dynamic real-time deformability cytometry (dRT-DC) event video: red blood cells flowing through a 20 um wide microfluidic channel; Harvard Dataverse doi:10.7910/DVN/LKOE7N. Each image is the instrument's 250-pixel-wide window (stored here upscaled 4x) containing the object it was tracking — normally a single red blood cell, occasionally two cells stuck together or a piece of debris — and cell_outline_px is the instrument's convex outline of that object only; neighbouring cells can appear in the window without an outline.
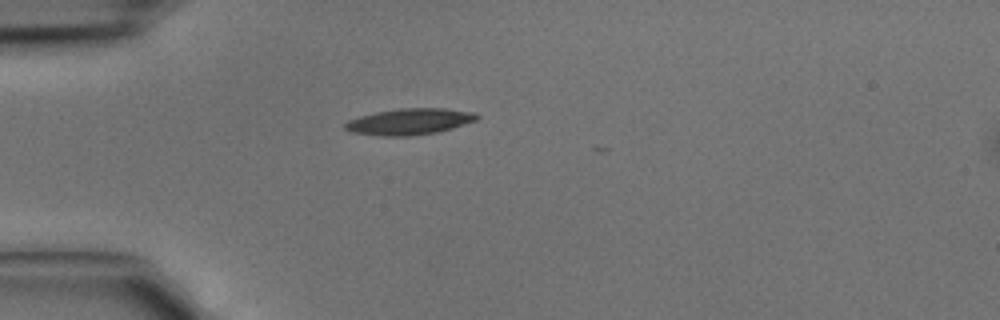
{"species": "common noctule bat (a hibernating species)", "species_latin": "Nyctalus noctula", "temperature_condition": "cold", "stored_images_in_passage": 1, "camera_frame_rate_fps": 3000, "um_per_image_px": 0.085, "animal": {"sex": "male", "body_mass_g": 15.6}, "frame": {"image": 1, "passage_image": 1, "time_ms": 0.0, "image_size_px": [1000, 320], "cell_outline_px": [[480, 116], [476, 120], [452, 128], [436, 132], [412, 136], [380, 136], [352, 132], [344, 128], [344, 124], [348, 120], [360, 116], [376, 112], [400, 108], [444, 108], [472, 112]], "centroid_in_image_um": [34.78, 10.34], "position_along_channel_um": 50.2, "area_um2": 20.06}}